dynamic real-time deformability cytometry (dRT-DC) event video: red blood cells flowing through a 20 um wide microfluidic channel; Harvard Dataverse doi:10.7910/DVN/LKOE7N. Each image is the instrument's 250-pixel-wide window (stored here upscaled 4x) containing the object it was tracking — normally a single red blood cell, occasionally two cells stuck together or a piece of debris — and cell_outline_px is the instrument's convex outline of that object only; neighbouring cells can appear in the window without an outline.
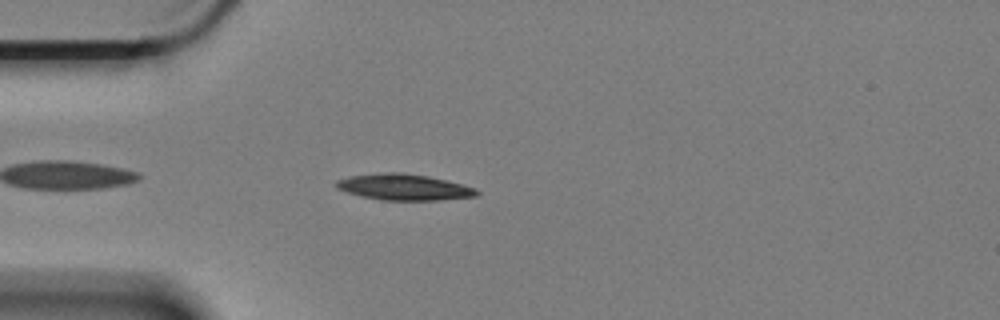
{"species": "Egyptian fruit bat (a non-hibernating species)", "species_latin": "Rousettus aegyptiacus", "temperature_condition": "cold", "stored_images_in_passage": 43, "camera_frame_rate_fps": 3000, "um_per_image_px": 0.085, "animal": {"sex": "female"}, "frame": {"image": 1, "passage_image": 4, "time_ms": 1.0, "image_size_px": [1000, 320], "cell_outline_px": [[480, 192], [476, 196], [440, 200], [380, 200], [360, 196], [336, 188], [336, 180], [348, 176], [384, 172], [400, 172], [428, 176], [476, 188]], "centroid_in_image_um": [34.31, 15.9], "position_along_channel_um": 50.7, "area_um2": 21.33}}
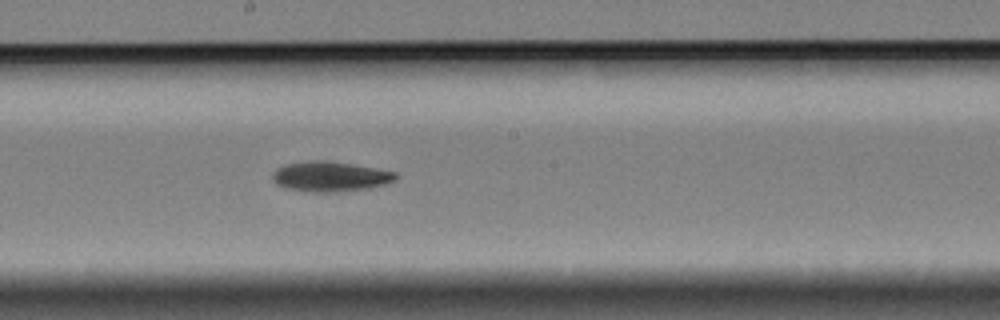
{"frame": {"image": 2, "passage_image": 20, "time_ms": 6.333, "image_size_px": [1000, 320], "cell_outline_px": [[396, 180], [384, 184], [368, 188], [340, 192], [312, 192], [288, 188], [276, 184], [272, 180], [272, 176], [276, 168], [288, 164], [316, 160], [324, 160], [352, 164], [396, 172]], "centroid_in_image_um": [28.06, 15.01], "position_along_channel_um": 220.1, "area_um2": 21.33}}
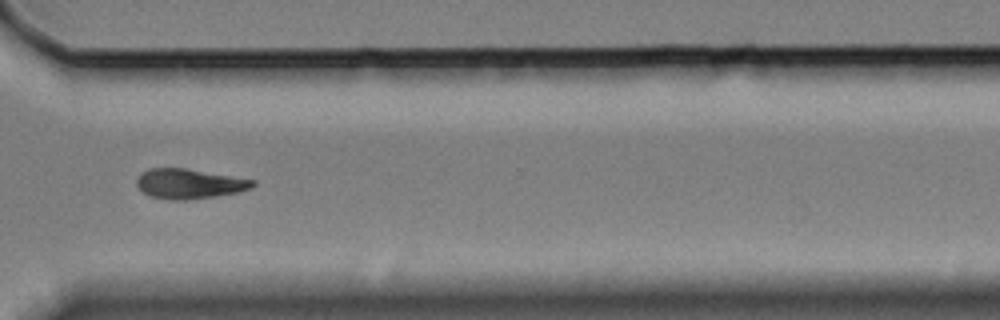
{"frame": {"image": 3, "passage_image": 32, "time_ms": 10.333, "image_size_px": [1000, 320], "cell_outline_px": [[256, 184], [252, 188], [240, 192], [216, 196], [188, 200], [168, 200], [152, 196], [144, 192], [136, 184], [136, 180], [140, 172], [148, 168], [188, 168], [256, 180]], "centroid_in_image_um": [16.11, 15.61], "position_along_channel_um": 354.5, "area_um2": 20.46}}